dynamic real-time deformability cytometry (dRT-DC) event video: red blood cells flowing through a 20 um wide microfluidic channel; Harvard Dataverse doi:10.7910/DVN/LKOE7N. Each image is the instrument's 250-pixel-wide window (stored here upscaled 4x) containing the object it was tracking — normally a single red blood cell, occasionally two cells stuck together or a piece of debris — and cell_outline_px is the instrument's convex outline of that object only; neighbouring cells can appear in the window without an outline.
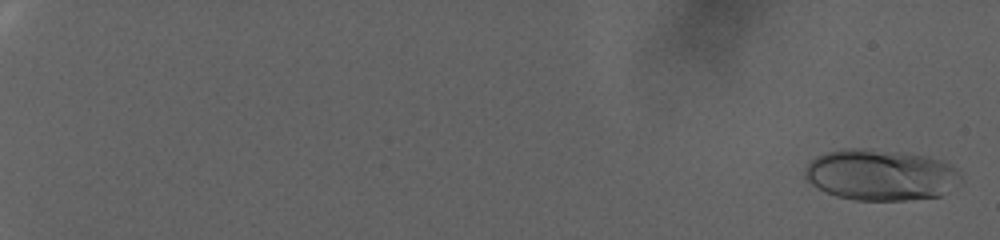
{"species": "human", "species_latin": "Homo sapiens", "temperature_condition": "warm", "stored_images_in_passage": 89, "camera_frame_rate_fps": 3000, "um_per_image_px": 0.085, "donor": {"sex": "female"}, "frame": {"image": 1, "passage_image": 3, "time_ms": 0.667, "image_size_px": [1000, 240], "cell_outline_px": [[960, 176], [940, 196], [904, 200], [856, 200], [836, 196], [812, 184], [804, 176], [804, 168], [816, 156], [828, 152], [848, 148], [872, 148], [928, 156], [940, 160], [956, 168]], "centroid_in_image_um": [74.79, 14.85], "position_along_channel_um": 10.2, "area_um2": 45.84}}
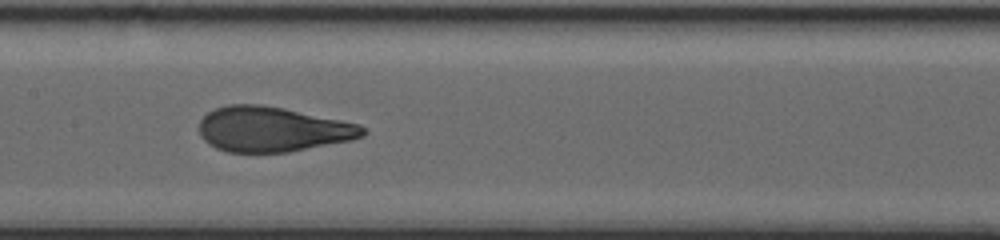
{"frame": {"image": 2, "passage_image": 53, "time_ms": 17.333, "image_size_px": [1000, 240], "cell_outline_px": [[368, 132], [364, 136], [352, 140], [288, 152], [228, 152], [216, 148], [208, 144], [200, 136], [200, 120], [208, 112], [216, 108], [228, 104], [260, 104], [284, 108], [360, 124]], "centroid_in_image_um": [23.17, 10.99], "position_along_channel_um": 184.2, "area_um2": 43.0}}
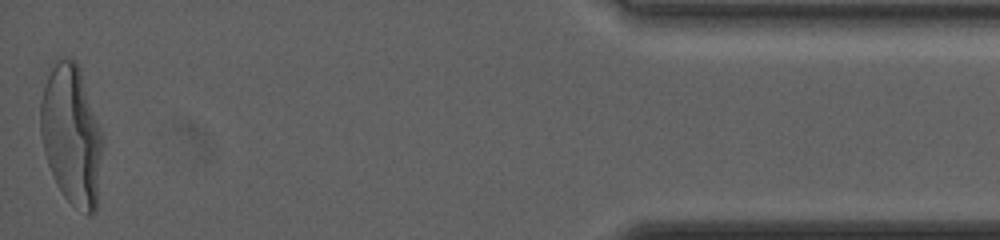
{"frame": {"image": 3, "passage_image": 89, "time_ms": 29.333, "image_size_px": [1000, 240], "cell_outline_px": [[104, 136], [96, 208], [92, 216], [72, 204], [64, 196], [56, 184], [48, 164], [44, 152], [40, 132], [40, 104], [44, 88], [48, 76], [56, 60], [68, 56], [72, 56], [80, 68]], "centroid_in_image_um": [6.09, 11.45], "position_along_channel_um": 429.1, "area_um2": 50.69}, "authors_computed_cell_mechanics": {"area_um2": 42.8876, "velocity_mm_per_s": 2.5482, "shape_relaxation_time_tau1_ms": 8.2777, "shape_relaxation_time_tau2_ms": null, "deformation_change_tau1": 0.2801, "deformation_change_tau2": null}}